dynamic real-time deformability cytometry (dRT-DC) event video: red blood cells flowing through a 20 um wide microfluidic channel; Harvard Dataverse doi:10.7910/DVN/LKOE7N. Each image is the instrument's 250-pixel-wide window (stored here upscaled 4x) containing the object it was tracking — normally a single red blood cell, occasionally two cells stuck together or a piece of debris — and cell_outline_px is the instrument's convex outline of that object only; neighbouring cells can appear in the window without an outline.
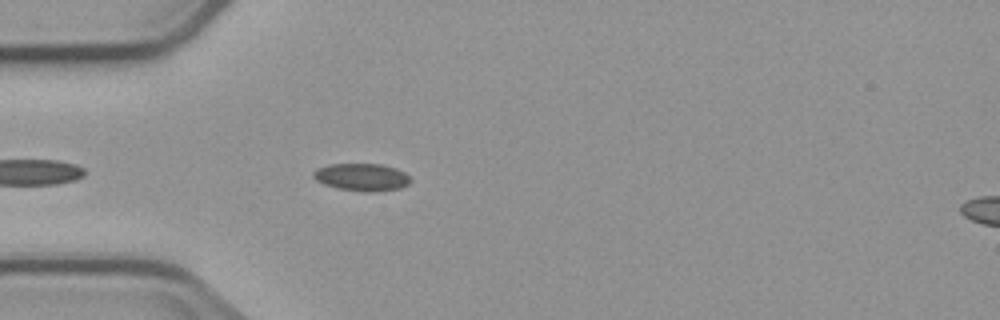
{"species": "common noctule bat (a hibernating species)", "species_latin": "Nyctalus noctula", "temperature_condition": "cold", "stored_images_in_passage": 3, "camera_frame_rate_fps": 3000, "um_per_image_px": 0.085, "animal": {"sex": "male", "body_mass_g": 23.1, "forearm_length_mm": 52.7}, "frame": {"image": 1, "passage_image": 3, "time_ms": 3.0, "image_size_px": [1000, 320], "cell_outline_px": [[412, 180], [408, 184], [400, 188], [368, 192], [340, 188], [324, 184], [316, 180], [312, 176], [312, 172], [316, 168], [328, 164], [380, 164], [396, 168], [404, 172]], "centroid_in_image_um": [30.73, 15.04], "position_along_channel_um": 54.3, "area_um2": 15.43}}